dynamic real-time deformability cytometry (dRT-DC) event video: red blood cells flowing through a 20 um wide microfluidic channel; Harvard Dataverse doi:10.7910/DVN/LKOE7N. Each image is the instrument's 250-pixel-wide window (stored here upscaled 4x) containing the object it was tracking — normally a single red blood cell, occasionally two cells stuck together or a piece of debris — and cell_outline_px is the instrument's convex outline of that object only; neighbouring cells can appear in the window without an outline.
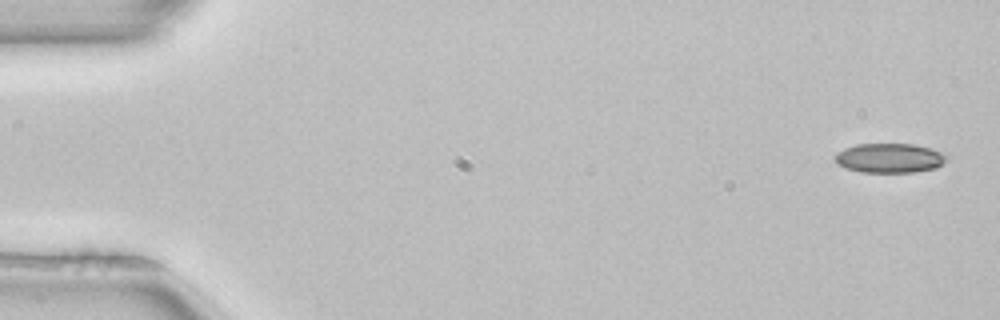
{"species": "common noctule bat (a hibernating species)", "species_latin": "Nyctalus noctula", "temperature_condition": "room temperature", "stored_images_in_passage": 3, "camera_frame_rate_fps": 3000, "um_per_image_px": 0.085, "animal": {"sex": "female", "body_mass_g": 22.7, "forearm_length_mm": 54.2}, "frame": {"image": 1, "passage_image": 1, "time_ms": 0.0, "image_size_px": [1000, 320], "cell_outline_px": [[948, 160], [936, 168], [916, 172], [860, 172], [836, 164], [836, 152], [844, 148], [856, 144], [916, 144], [948, 152]], "centroid_in_image_um": [75.69, 13.42], "position_along_channel_um": 9.3, "area_um2": 19.54}}
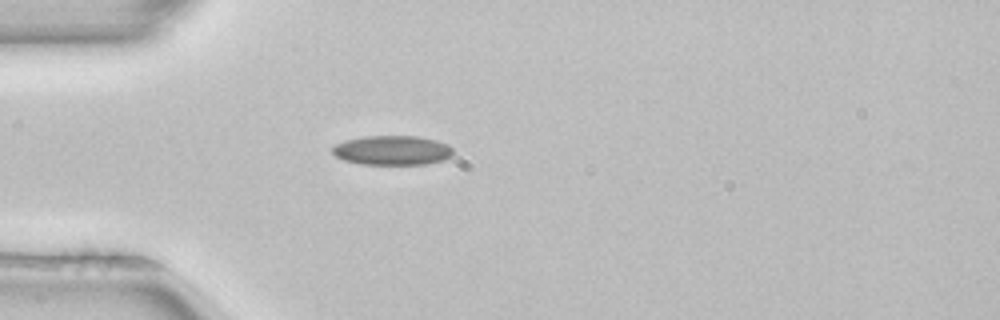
{"frame": {"image": 2, "passage_image": 3, "time_ms": 0.667, "image_size_px": [1000, 320], "cell_outline_px": [[452, 156], [444, 160], [424, 164], [360, 164], [344, 160], [336, 156], [332, 152], [332, 148], [336, 144], [344, 140], [364, 136], [416, 136], [436, 140], [448, 144], [452, 148]], "centroid_in_image_um": [33.34, 12.77], "position_along_channel_um": 51.7, "area_um2": 20.75}}